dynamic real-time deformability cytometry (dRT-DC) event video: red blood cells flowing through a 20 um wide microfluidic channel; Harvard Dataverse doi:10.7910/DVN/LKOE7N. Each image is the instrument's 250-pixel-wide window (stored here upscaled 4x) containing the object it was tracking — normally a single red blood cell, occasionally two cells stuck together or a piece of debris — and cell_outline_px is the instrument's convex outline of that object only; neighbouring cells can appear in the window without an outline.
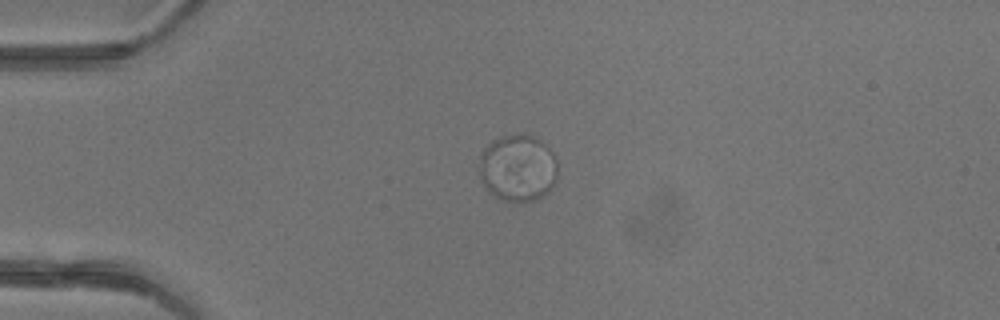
{"species": "common noctule bat (a hibernating species)", "species_latin": "Nyctalus noctula", "temperature_condition": "warm", "stored_images_in_passage": 37, "camera_frame_rate_fps": 3000, "um_per_image_px": 0.085, "animal": {"sex": "female"}, "frame": {"image": 1, "passage_image": 1, "time_ms": 0.0, "image_size_px": [1000, 320], "cell_outline_px": [[556, 176], [548, 192], [536, 200], [504, 200], [496, 196], [484, 184], [480, 176], [480, 156], [484, 148], [492, 140], [508, 132], [524, 132], [544, 144], [552, 152], [556, 160]], "centroid_in_image_um": [44.0, 14.21], "position_along_channel_um": 41.0, "area_um2": 30.29}}
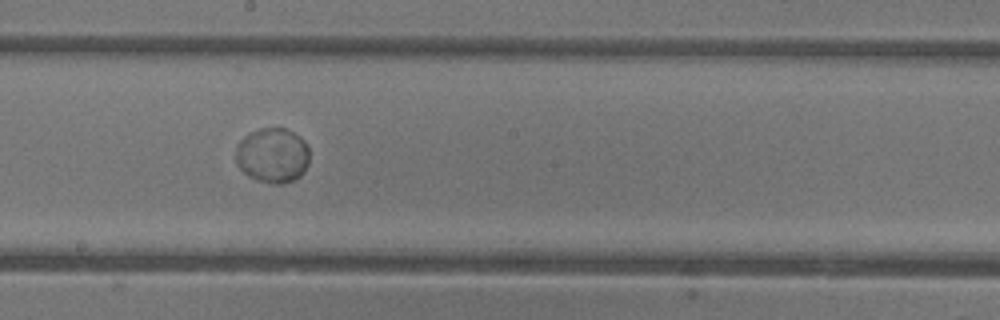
{"frame": {"image": 2, "passage_image": 16, "time_ms": 5.0, "image_size_px": [1000, 320], "cell_outline_px": [[308, 164], [304, 172], [300, 176], [292, 180], [280, 184], [272, 184], [256, 180], [248, 176], [236, 164], [236, 148], [240, 140], [244, 136], [260, 128], [284, 128], [300, 136], [308, 144]], "centroid_in_image_um": [23.17, 13.21], "position_along_channel_um": 225.0, "area_um2": 23.7}}
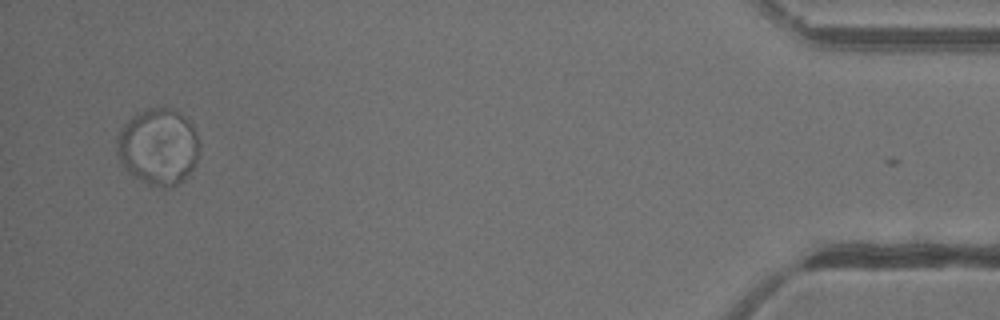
{"frame": {"image": 3, "passage_image": 35, "time_ms": 11.333, "image_size_px": [1000, 320], "cell_outline_px": [[200, 144], [196, 164], [188, 176], [172, 188], [164, 188], [148, 184], [140, 180], [128, 172], [120, 160], [116, 152], [116, 140], [120, 128], [136, 112], [148, 108], [172, 108], [184, 116], [192, 124]], "centroid_in_image_um": [13.45, 12.48], "position_along_channel_um": 421.7, "area_um2": 37.17}, "authors_computed_cell_mechanics": {"area_um2": 25.0852, "velocity_mm_per_s": 4.3125, "shape_relaxation_time_tau1_ms": 2.4698, "shape_relaxation_time_tau2_ms": null, "deformation_change_tau1": 0.0154, "deformation_change_tau2": null}}